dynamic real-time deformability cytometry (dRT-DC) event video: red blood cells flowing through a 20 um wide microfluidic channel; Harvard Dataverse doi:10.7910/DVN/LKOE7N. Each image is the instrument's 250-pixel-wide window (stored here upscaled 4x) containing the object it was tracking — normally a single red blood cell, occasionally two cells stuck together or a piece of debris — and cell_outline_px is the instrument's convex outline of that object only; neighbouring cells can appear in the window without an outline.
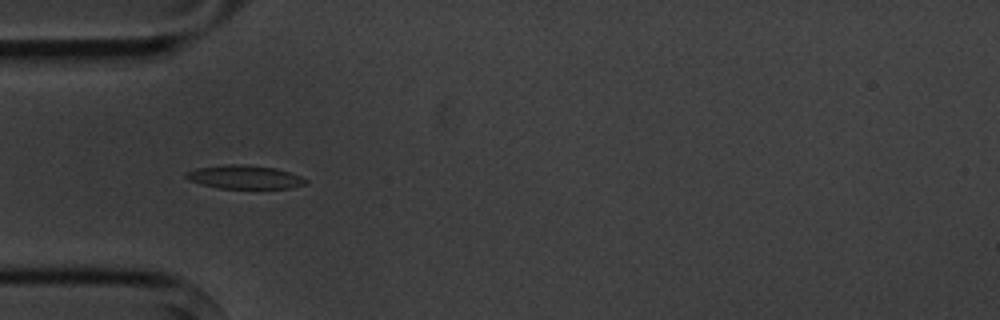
{"species": "common noctule bat (a hibernating species)", "species_latin": "Nyctalus noctula", "temperature_condition": "cold", "stored_images_in_passage": 5, "camera_frame_rate_fps": 3000, "um_per_image_px": 0.085, "animal": {"sex": "male", "body_mass_g": 20.1, "forearm_length_mm": 53.5}, "frame": {"image": 1, "passage_image": 4, "time_ms": 3.667, "image_size_px": [1000, 320], "cell_outline_px": [[308, 184], [288, 188], [216, 188], [200, 184], [188, 180], [184, 176], [184, 172], [196, 168], [228, 164], [248, 164], [276, 168], [300, 176], [308, 180]], "centroid_in_image_um": [20.75, 15.04], "position_along_channel_um": 64.2, "area_um2": 16.59}}
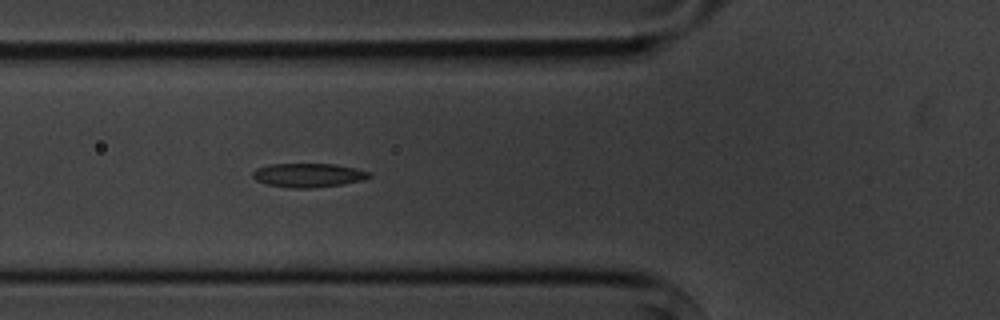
{"frame": {"image": 2, "passage_image": 5, "time_ms": 4.667, "image_size_px": [1000, 320], "cell_outline_px": [[372, 176], [364, 180], [340, 184], [312, 188], [292, 188], [268, 184], [256, 180], [252, 176], [252, 172], [256, 168], [268, 164], [336, 164], [356, 168], [368, 172]], "centroid_in_image_um": [26.19, 14.88], "position_along_channel_um": 99.6, "area_um2": 16.18}}